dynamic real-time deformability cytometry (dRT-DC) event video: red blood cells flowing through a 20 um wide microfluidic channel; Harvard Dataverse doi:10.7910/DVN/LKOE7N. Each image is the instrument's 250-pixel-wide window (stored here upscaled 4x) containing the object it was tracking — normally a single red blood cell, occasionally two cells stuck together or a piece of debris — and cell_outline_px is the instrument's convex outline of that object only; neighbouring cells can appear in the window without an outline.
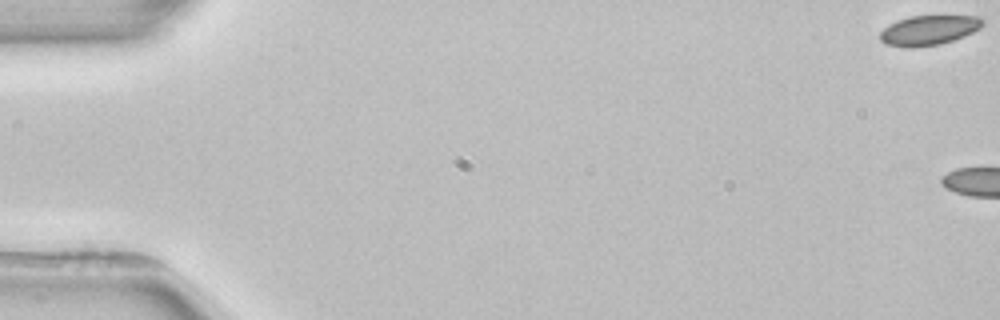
{"species": "common noctule bat (a hibernating species)", "species_latin": "Nyctalus noctula", "temperature_condition": "room temperature", "stored_images_in_passage": 5, "camera_frame_rate_fps": 3000, "um_per_image_px": 0.085, "animal": {"sex": "female", "body_mass_g": 22.7, "forearm_length_mm": 54.2}, "frame": {"image": 1, "passage_image": 1, "time_ms": 0.0, "image_size_px": [1000, 320], "cell_outline_px": [[984, 24], [980, 28], [964, 36], [940, 44], [912, 48], [904, 48], [888, 44], [880, 40], [880, 32], [888, 24], [896, 20], [908, 16], [980, 16], [984, 20]], "centroid_in_image_um": [78.93, 2.56], "position_along_channel_um": 6.1, "area_um2": 17.92}}